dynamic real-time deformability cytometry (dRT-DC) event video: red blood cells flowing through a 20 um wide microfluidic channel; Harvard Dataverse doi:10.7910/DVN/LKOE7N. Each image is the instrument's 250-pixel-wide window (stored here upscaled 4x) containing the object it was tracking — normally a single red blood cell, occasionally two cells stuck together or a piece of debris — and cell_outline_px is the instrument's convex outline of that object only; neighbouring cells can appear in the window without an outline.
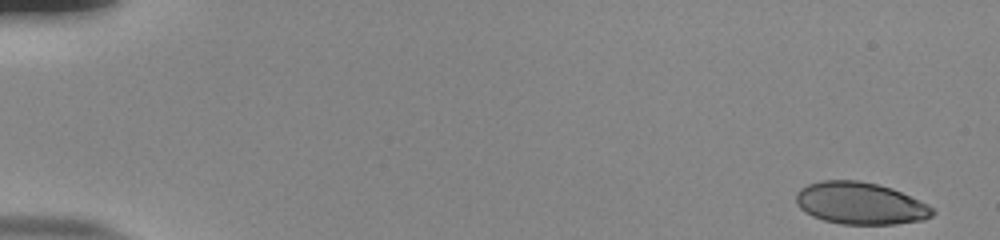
{"species": "human", "species_latin": "Homo sapiens", "temperature_condition": "room temperature", "stored_images_in_passage": 54, "camera_frame_rate_fps": 3000, "um_per_image_px": 0.085, "donor": {"sex": "male"}, "frame": {"image": 1, "passage_image": 1, "time_ms": 0.0, "image_size_px": [1000, 240], "cell_outline_px": [[936, 212], [932, 216], [924, 220], [896, 224], [840, 224], [824, 220], [812, 216], [804, 212], [796, 204], [796, 192], [800, 188], [808, 184], [820, 180], [860, 180], [892, 188], [928, 204]], "centroid_in_image_um": [73.11, 17.28], "position_along_channel_um": 11.9, "area_um2": 33.7}}
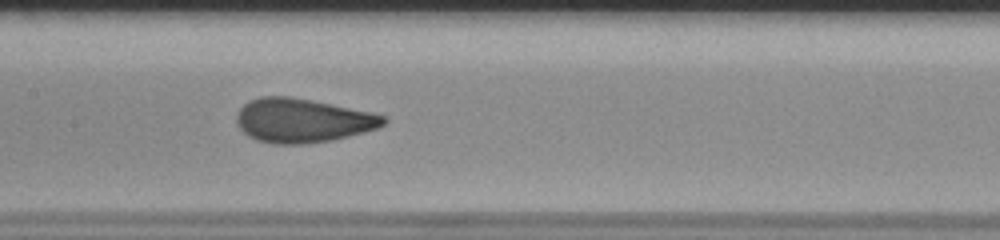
{"frame": {"image": 2, "passage_image": 28, "time_ms": 9.0, "image_size_px": [1000, 240], "cell_outline_px": [[388, 120], [380, 128], [348, 136], [328, 140], [304, 144], [272, 144], [256, 140], [248, 136], [236, 124], [236, 112], [248, 100], [260, 96], [288, 96], [312, 100], [372, 112], [388, 116]], "centroid_in_image_um": [25.71, 10.23], "position_along_channel_um": 181.7, "area_um2": 37.97}}
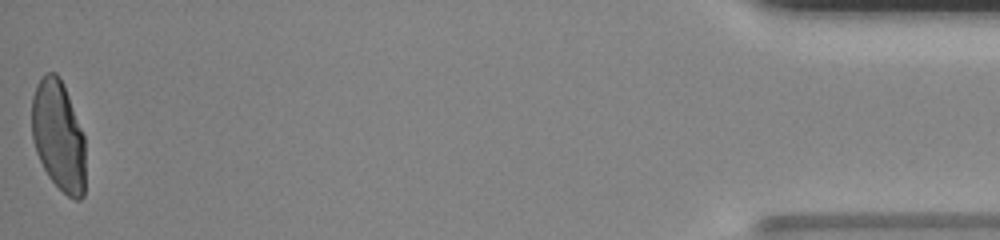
{"frame": {"image": 3, "passage_image": 54, "time_ms": 17.667, "image_size_px": [1000, 240], "cell_outline_px": [[84, 196], [80, 200], [76, 200], [68, 196], [48, 176], [36, 152], [32, 140], [32, 96], [36, 84], [40, 76], [48, 72], [56, 72], [60, 76], [64, 84], [84, 136]], "centroid_in_image_um": [4.95, 11.5], "position_along_channel_um": 430.2, "area_um2": 34.56}, "authors_computed_cell_mechanics": {"area_um2": 36.0961, "velocity_mm_per_s": 3.845, "shape_relaxation_time_tau1_ms": 5.6619, "shape_relaxation_time_tau2_ms": null, "deformation_change_tau1": 0.2065, "deformation_change_tau2": null}}